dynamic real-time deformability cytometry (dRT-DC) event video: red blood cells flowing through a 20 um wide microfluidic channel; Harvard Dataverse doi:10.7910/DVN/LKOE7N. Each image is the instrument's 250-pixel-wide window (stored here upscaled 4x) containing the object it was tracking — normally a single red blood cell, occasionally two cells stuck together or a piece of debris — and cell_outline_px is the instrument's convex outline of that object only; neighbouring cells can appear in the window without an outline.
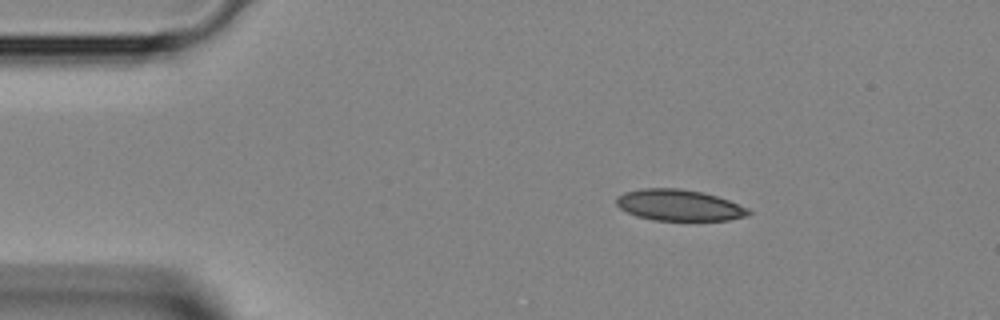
{"species": "Egyptian fruit bat (a non-hibernating species)", "species_latin": "Rousettus aegyptiacus", "temperature_condition": "room temperature", "stored_images_in_passage": 16, "camera_frame_rate_fps": 3000, "um_per_image_px": 0.085, "animal": {"sex": "female"}, "frame": {"image": 1, "passage_image": 1, "time_ms": 0.0, "image_size_px": [1000, 320], "cell_outline_px": [[752, 212], [748, 216], [728, 220], [652, 220], [636, 216], [620, 208], [616, 204], [616, 196], [624, 192], [640, 188], [680, 188], [700, 192], [716, 196], [728, 200], [748, 208]], "centroid_in_image_um": [57.7, 17.44], "position_along_channel_um": 27.3, "area_um2": 24.04}}
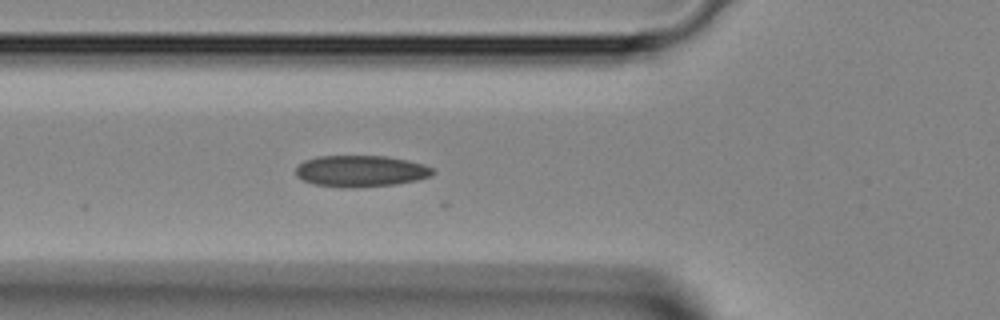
{"frame": {"image": 2, "passage_image": 9, "time_ms": 2.667, "image_size_px": [1000, 320], "cell_outline_px": [[436, 172], [432, 176], [416, 180], [396, 184], [356, 188], [340, 188], [312, 184], [296, 176], [296, 168], [304, 160], [316, 156], [384, 156], [408, 160], [424, 164], [432, 168]], "centroid_in_image_um": [30.66, 14.55], "position_along_channel_um": 95.1, "area_um2": 25.37}}
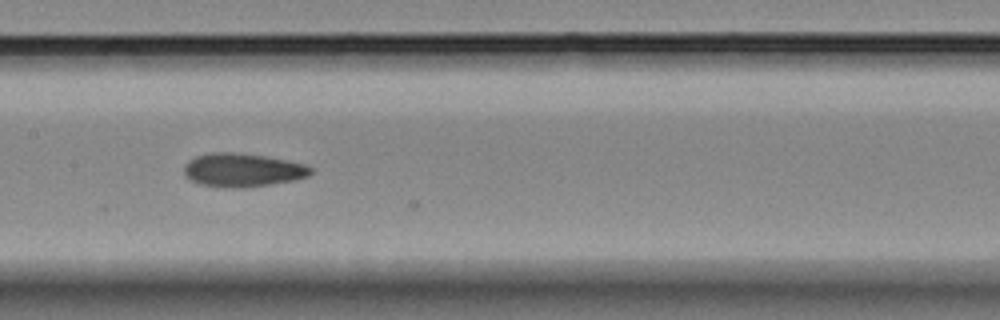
{"frame": {"image": 3, "passage_image": 15, "time_ms": 4.667, "image_size_px": [1000, 320], "cell_outline_px": [[312, 172], [308, 176], [296, 180], [244, 188], [224, 188], [200, 184], [184, 176], [184, 164], [188, 160], [196, 156], [212, 152], [236, 152], [264, 156], [288, 160], [304, 164], [312, 168]], "centroid_in_image_um": [20.6, 14.46], "position_along_channel_um": 186.8, "area_um2": 24.97}}